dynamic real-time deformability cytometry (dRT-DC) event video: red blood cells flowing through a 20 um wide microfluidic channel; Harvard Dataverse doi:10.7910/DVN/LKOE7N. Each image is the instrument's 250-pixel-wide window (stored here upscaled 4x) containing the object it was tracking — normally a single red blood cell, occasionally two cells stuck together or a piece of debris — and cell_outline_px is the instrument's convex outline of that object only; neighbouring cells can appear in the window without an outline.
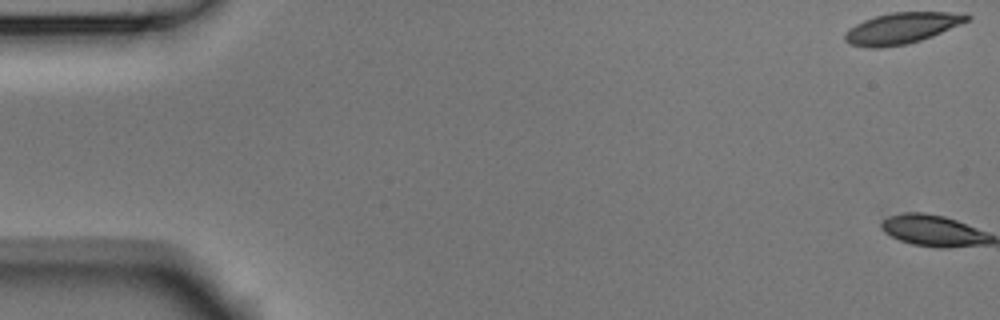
{"species": "Egyptian fruit bat (a non-hibernating species)", "species_latin": "Rousettus aegyptiacus", "temperature_condition": "room temperature", "stored_images_in_passage": 2, "camera_frame_rate_fps": 3000, "um_per_image_px": 0.085, "animal": {"sex": "male"}, "frame": {"image": 1, "passage_image": 1, "time_ms": 0.0, "image_size_px": [1000, 320], "cell_outline_px": [[972, 20], [932, 36], [908, 44], [880, 48], [868, 48], [852, 44], [844, 40], [844, 32], [848, 28], [864, 20], [876, 16], [892, 12], [968, 12], [972, 16]], "centroid_in_image_um": [76.71, 2.38], "position_along_channel_um": 8.3, "area_um2": 22.43}}